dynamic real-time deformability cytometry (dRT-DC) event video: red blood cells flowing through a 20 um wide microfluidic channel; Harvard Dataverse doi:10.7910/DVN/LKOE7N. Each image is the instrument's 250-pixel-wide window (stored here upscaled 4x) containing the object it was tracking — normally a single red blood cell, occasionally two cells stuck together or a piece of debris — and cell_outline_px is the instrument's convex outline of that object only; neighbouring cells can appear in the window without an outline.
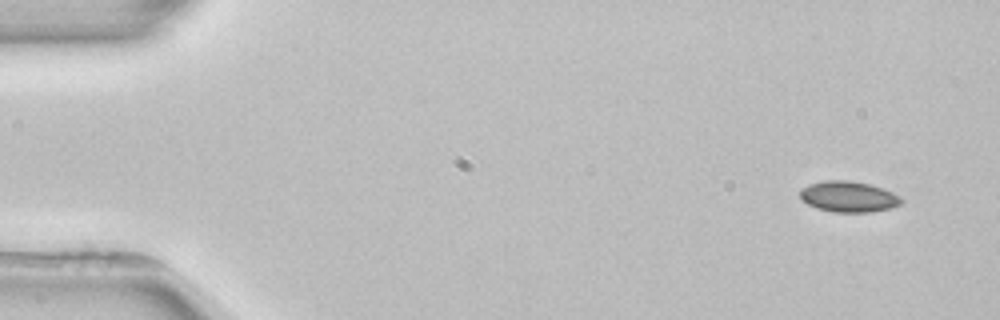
{"species": "common noctule bat (a hibernating species)", "species_latin": "Nyctalus noctula", "temperature_condition": "room temperature", "stored_images_in_passage": 4, "camera_frame_rate_fps": 3000, "um_per_image_px": 0.085, "animal": {"sex": "female", "body_mass_g": 22.7, "forearm_length_mm": 54.2}, "frame": {"image": 1, "passage_image": 1, "time_ms": 0.0, "image_size_px": [1000, 320], "cell_outline_px": [[904, 200], [900, 204], [888, 208], [868, 212], [832, 212], [816, 208], [800, 200], [800, 188], [808, 184], [828, 180], [848, 180], [868, 184], [892, 192], [900, 196]], "centroid_in_image_um": [72.07, 16.71], "position_along_channel_um": 12.9, "area_um2": 18.15}}
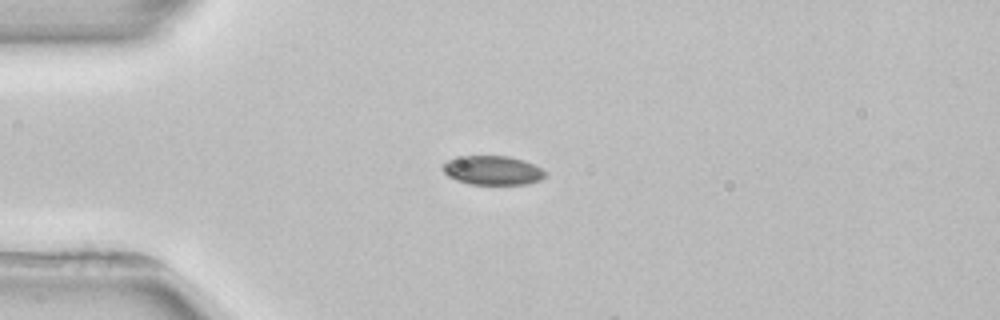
{"frame": {"image": 2, "passage_image": 4, "time_ms": 3.333, "image_size_px": [1000, 320], "cell_outline_px": [[548, 176], [540, 180], [528, 184], [468, 184], [456, 180], [448, 176], [440, 168], [448, 160], [460, 156], [508, 156], [524, 160], [548, 172]], "centroid_in_image_um": [41.89, 14.48], "position_along_channel_um": 43.1, "area_um2": 17.51}}